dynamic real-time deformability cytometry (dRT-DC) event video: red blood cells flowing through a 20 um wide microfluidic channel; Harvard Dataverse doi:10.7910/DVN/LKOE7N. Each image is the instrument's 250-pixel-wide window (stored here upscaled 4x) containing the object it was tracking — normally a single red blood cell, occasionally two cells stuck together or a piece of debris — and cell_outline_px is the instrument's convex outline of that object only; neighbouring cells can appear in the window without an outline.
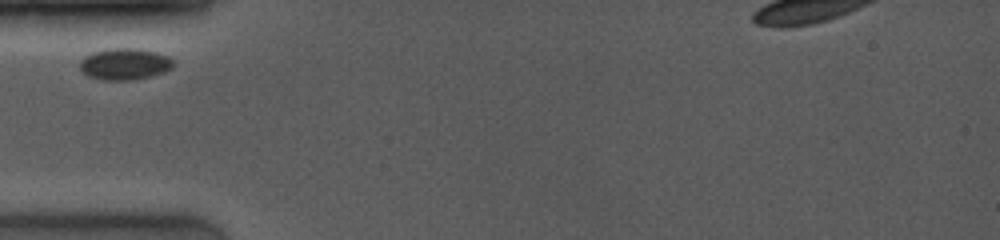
{"species": "common noctule bat (a hibernating species)", "species_latin": "Nyctalus noctula", "temperature_condition": "room temperature", "stored_images_in_passage": 2, "camera_frame_rate_fps": 4000, "um_per_image_px": 0.085, "animal": {"sex": "female", "body_mass_g": 19.0, "forearm_length_mm": 53.3}, "frame": {"image": 1, "passage_image": 1, "time_ms": 0.0, "image_size_px": [1000, 240], "cell_outline_px": [[172, 68], [164, 72], [152, 76], [132, 80], [104, 80], [88, 76], [80, 68], [80, 60], [84, 56], [92, 52], [108, 48], [140, 48], [156, 52], [168, 56], [172, 60]], "centroid_in_image_um": [10.59, 5.43], "position_along_channel_um": 74.4, "area_um2": 17.28}}